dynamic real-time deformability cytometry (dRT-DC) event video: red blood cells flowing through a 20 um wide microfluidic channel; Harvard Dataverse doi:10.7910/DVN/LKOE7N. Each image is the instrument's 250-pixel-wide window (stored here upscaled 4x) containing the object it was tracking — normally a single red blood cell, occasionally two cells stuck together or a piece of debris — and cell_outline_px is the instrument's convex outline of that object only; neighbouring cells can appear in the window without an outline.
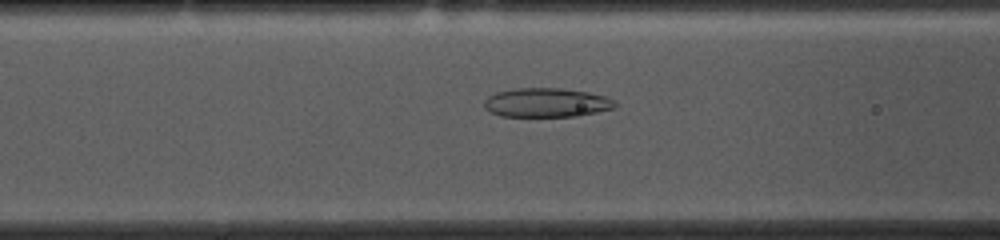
{"species": "common noctule bat (a hibernating species)", "species_latin": "Nyctalus noctula", "temperature_condition": "cold", "stored_images_in_passage": 41, "camera_frame_rate_fps": 3000, "um_per_image_px": 0.085, "animal": {"sex": "female", "body_mass_g": 10.0, "forearm_length_mm": 53.1}, "frame": {"image": 1, "passage_image": 7, "time_ms": 2.0, "image_size_px": [1000, 240], "cell_outline_px": [[616, 108], [576, 116], [500, 116], [484, 108], [484, 100], [488, 96], [496, 92], [516, 88], [560, 88], [588, 92], [604, 96], [612, 100], [616, 104]], "centroid_in_image_um": [46.43, 8.72], "position_along_channel_um": 120.2, "area_um2": 22.08}}
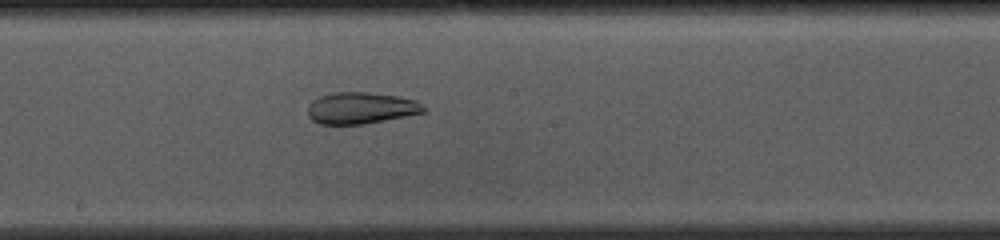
{"frame": {"image": 2, "passage_image": 15, "time_ms": 4.667, "image_size_px": [1000, 240], "cell_outline_px": [[428, 108], [424, 112], [364, 124], [320, 124], [312, 120], [308, 116], [308, 104], [312, 100], [320, 96], [336, 92], [368, 92], [396, 96], [416, 100], [424, 104]], "centroid_in_image_um": [30.68, 9.18], "position_along_channel_um": 217.5, "area_um2": 21.33}}
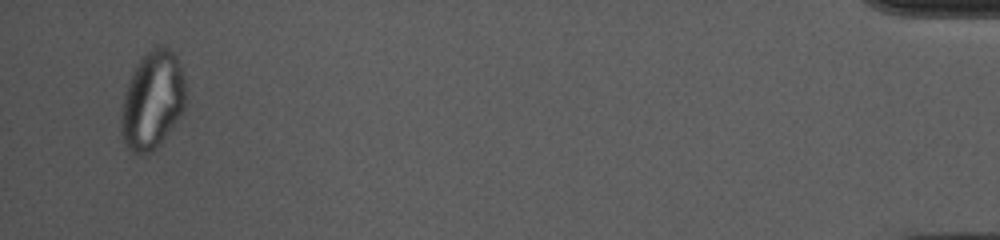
{"frame": {"image": 3, "passage_image": 39, "time_ms": 12.667, "image_size_px": [1000, 240], "cell_outline_px": [[184, 108], [180, 116], [172, 128], [160, 144], [156, 148], [148, 152], [132, 152], [124, 144], [120, 128], [120, 112], [128, 80], [132, 72], [140, 60], [156, 44], [160, 44], [168, 48], [176, 56], [184, 76]], "centroid_in_image_um": [12.93, 8.52], "position_along_channel_um": 422.3, "area_um2": 36.7}, "authors_computed_cell_mechanics": {"area_um2": 25.5476, "velocity_mm_per_s": 3.6526, "shape_relaxation_time_tau1_ms": null, "shape_relaxation_time_tau2_ms": 2.6538, "deformation_change_tau1": null, "deformation_change_tau2": 0.0917}}